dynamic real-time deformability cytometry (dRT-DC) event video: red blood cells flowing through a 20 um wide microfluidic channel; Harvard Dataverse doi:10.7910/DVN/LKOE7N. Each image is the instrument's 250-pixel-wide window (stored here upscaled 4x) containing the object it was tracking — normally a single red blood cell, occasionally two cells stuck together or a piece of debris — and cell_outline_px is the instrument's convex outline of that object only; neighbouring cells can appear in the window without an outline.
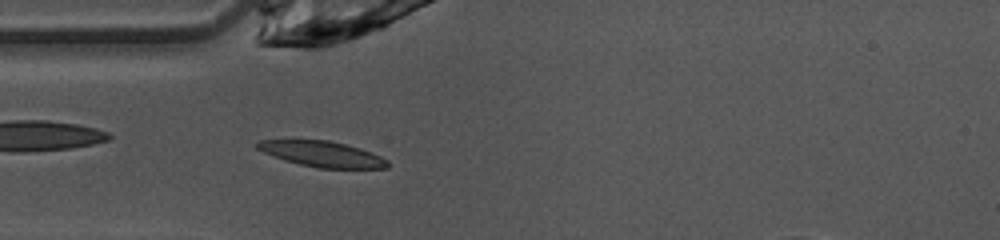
{"species": "common noctule bat (a hibernating species)", "species_latin": "Nyctalus noctula", "temperature_condition": "warm", "stored_images_in_passage": 33, "camera_frame_rate_fps": 3000, "um_per_image_px": 0.085, "animal": {"sex": "female", "body_mass_g": 10.0, "forearm_length_mm": 53.1}, "frame": {"image": 1, "passage_image": 2, "time_ms": 0.333, "image_size_px": [1000, 240], "cell_outline_px": [[388, 168], [320, 168], [300, 164], [284, 160], [272, 156], [256, 148], [256, 144], [260, 140], [328, 140], [360, 148], [372, 152], [388, 160]], "centroid_in_image_um": [27.39, 13.09], "position_along_channel_um": 57.6, "area_um2": 19.31}}
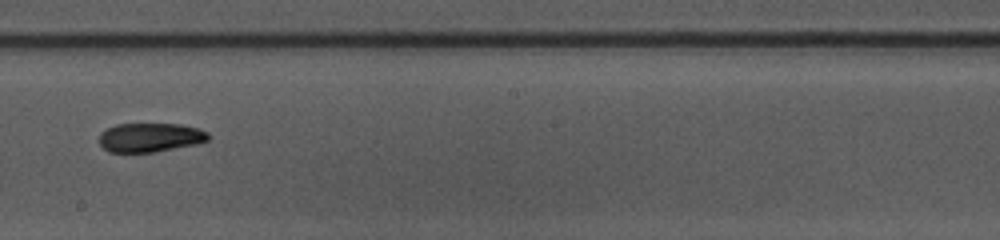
{"frame": {"image": 2, "passage_image": 15, "time_ms": 4.667, "image_size_px": [1000, 240], "cell_outline_px": [[208, 140], [196, 144], [156, 152], [108, 152], [100, 144], [100, 132], [116, 124], [180, 124], [200, 128], [208, 132]], "centroid_in_image_um": [12.77, 11.68], "position_along_channel_um": 235.4, "area_um2": 18.5}}
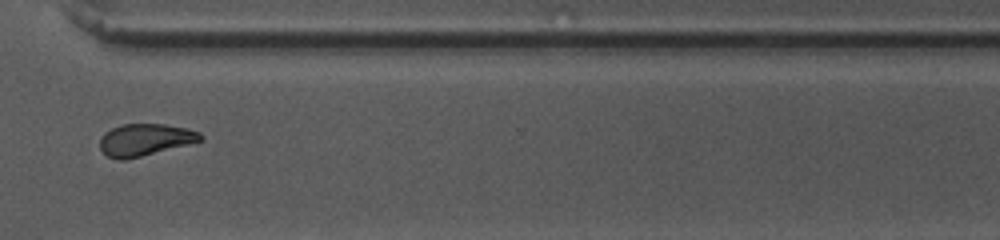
{"frame": {"image": 3, "passage_image": 24, "time_ms": 7.667, "image_size_px": [1000, 240], "cell_outline_px": [[204, 140], [124, 160], [116, 160], [108, 156], [100, 148], [100, 140], [104, 132], [120, 124], [164, 124], [188, 128], [200, 132], [204, 136]], "centroid_in_image_um": [12.34, 11.86], "position_along_channel_um": 358.3, "area_um2": 18.73}, "authors_computed_cell_mechanics": {"area_um2": 18.8428, "velocity_mm_per_s": 4.1016, "shape_relaxation_time_tau1_ms": 7.2409, "shape_relaxation_time_tau2_ms": 7.0459, "deformation_change_tau1": 0.1941, "deformation_change_tau2": 0.1487}}